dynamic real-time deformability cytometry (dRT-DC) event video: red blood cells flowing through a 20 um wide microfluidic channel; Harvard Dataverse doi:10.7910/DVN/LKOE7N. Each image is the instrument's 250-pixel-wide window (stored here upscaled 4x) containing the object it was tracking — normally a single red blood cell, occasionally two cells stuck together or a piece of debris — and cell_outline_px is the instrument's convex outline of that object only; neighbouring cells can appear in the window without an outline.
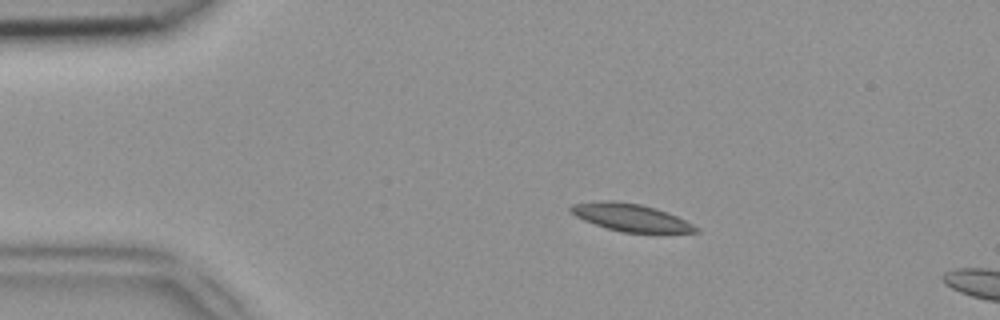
{"species": "common noctule bat (a hibernating species)", "species_latin": "Nyctalus noctula", "temperature_condition": "room temperature", "stored_images_in_passage": 42, "camera_frame_rate_fps": 3000, "um_per_image_px": 0.085, "animal": {"sex": "female", "body_mass_g": 18.4}, "frame": {"image": 1, "passage_image": 9, "time_ms": 2.667, "image_size_px": [1000, 320], "cell_outline_px": [[700, 232], [660, 236], [620, 232], [584, 220], [568, 212], [568, 208], [572, 204], [604, 200], [612, 200], [640, 204], [656, 208], [676, 216], [700, 228]], "centroid_in_image_um": [53.71, 18.55], "position_along_channel_um": 31.3, "area_um2": 20.98}}
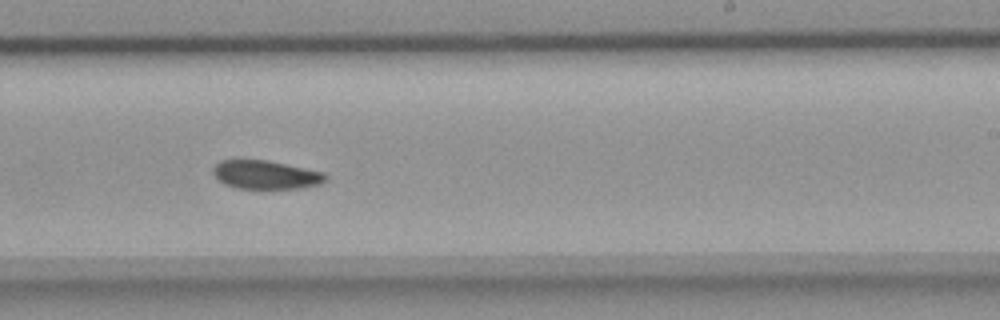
{"frame": {"image": 2, "passage_image": 30, "time_ms": 9.667, "image_size_px": [1000, 320], "cell_outline_px": [[328, 176], [320, 184], [304, 188], [236, 188], [224, 184], [212, 172], [212, 168], [220, 160], [240, 156], [268, 160], [324, 172]], "centroid_in_image_um": [22.52, 14.8], "position_along_channel_um": 266.5, "area_um2": 19.36}}
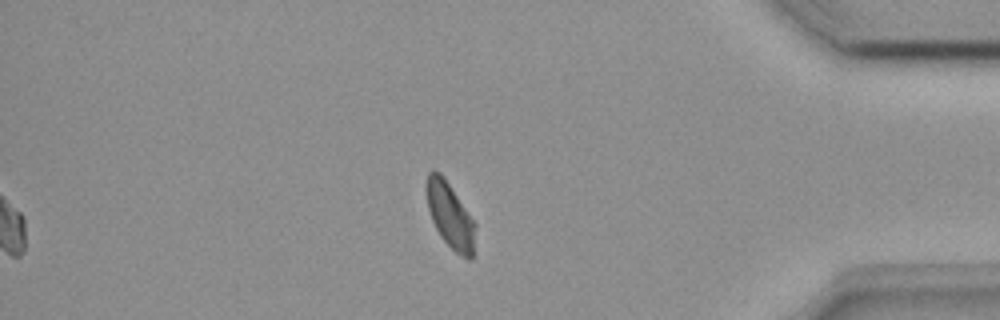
{"frame": {"image": 3, "passage_image": 42, "time_ms": 13.667, "image_size_px": [1000, 320], "cell_outline_px": [[476, 224], [472, 260], [468, 260], [460, 256], [440, 236], [432, 220], [428, 208], [424, 188], [428, 172], [432, 168], [440, 172]], "centroid_in_image_um": [38.23, 18.29], "position_along_channel_um": 397.0, "area_um2": 18.61}}